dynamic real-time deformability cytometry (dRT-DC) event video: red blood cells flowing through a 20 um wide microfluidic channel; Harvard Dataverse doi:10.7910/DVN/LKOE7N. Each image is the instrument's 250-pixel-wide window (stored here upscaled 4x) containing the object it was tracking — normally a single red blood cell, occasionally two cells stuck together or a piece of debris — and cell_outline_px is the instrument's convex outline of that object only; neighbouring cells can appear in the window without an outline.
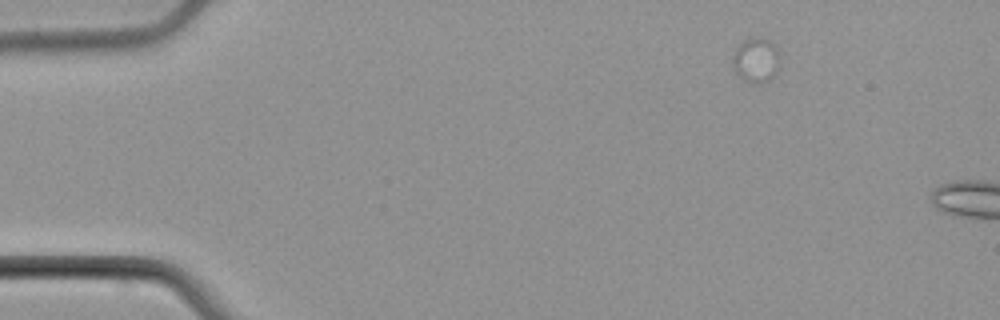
{"species": "common noctule bat (a hibernating species)", "species_latin": "Nyctalus noctula", "temperature_condition": "cold", "stored_images_in_passage": 3, "camera_frame_rate_fps": 3000, "um_per_image_px": 0.085, "animal": {"sex": "male", "body_mass_g": 21.5, "forearm_length_mm": 52.0}, "frame": {"image": 1, "passage_image": 1, "time_ms": 0.0, "image_size_px": [1000, 320], "cell_outline_px": [[780, 68], [768, 80], [756, 84], [752, 84], [744, 80], [732, 68], [732, 56], [736, 48], [744, 40], [756, 36], [764, 36], [776, 44], [780, 52]], "centroid_in_image_um": [64.3, 5.07], "position_along_channel_um": 20.7, "area_um2": 12.83}}